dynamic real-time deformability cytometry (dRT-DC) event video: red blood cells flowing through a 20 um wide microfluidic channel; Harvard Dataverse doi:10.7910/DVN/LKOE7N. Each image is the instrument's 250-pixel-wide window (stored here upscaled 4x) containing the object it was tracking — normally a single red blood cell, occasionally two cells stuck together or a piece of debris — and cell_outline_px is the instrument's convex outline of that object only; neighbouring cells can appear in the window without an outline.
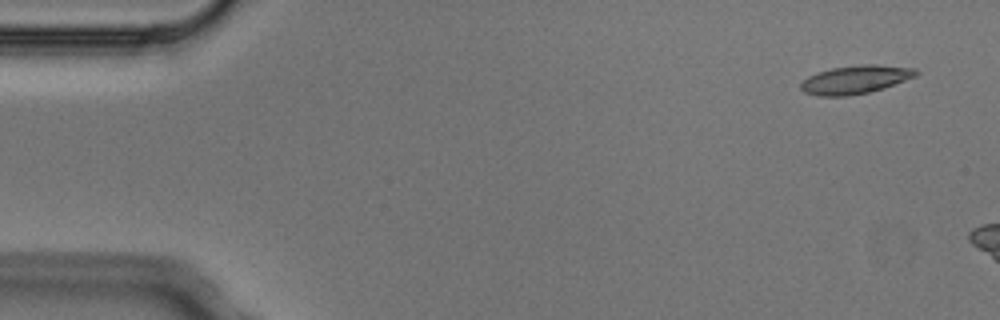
{"species": "Egyptian fruit bat (a non-hibernating species)", "species_latin": "Rousettus aegyptiacus", "temperature_condition": "cold", "stored_images_in_passage": 3, "camera_frame_rate_fps": 3000, "um_per_image_px": 0.085, "animal": {"sex": "male"}, "frame": {"image": 1, "passage_image": 1, "time_ms": 0.0, "image_size_px": [1000, 320], "cell_outline_px": [[920, 72], [916, 76], [884, 88], [868, 92], [844, 96], [816, 96], [804, 92], [800, 88], [800, 84], [808, 76], [816, 72], [832, 68], [860, 64], [876, 64], [916, 68]], "centroid_in_image_um": [72.71, 6.75], "position_along_channel_um": 12.3, "area_um2": 19.13}}